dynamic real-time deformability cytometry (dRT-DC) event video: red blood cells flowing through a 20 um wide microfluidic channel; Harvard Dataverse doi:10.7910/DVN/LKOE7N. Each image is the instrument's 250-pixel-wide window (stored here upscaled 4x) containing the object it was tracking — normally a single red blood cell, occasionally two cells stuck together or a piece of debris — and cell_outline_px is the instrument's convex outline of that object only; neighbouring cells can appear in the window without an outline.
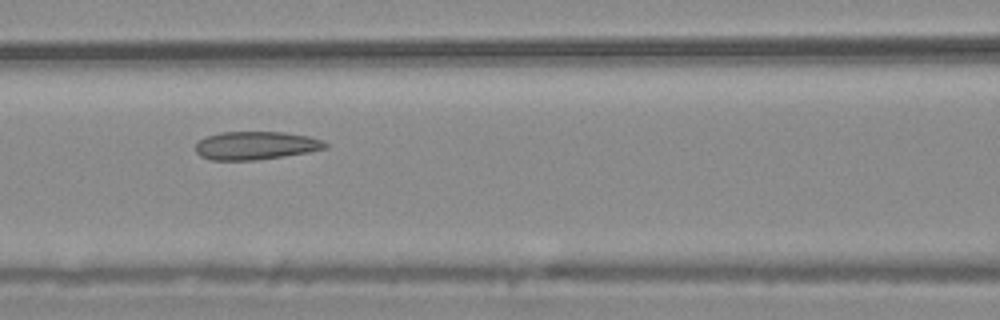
{"species": "common noctule bat (a hibernating species)", "species_latin": "Nyctalus noctula", "temperature_condition": "warm", "stored_images_in_passage": 13, "camera_frame_rate_fps": 3000, "um_per_image_px": 0.085, "animal": {"sex": "male", "body_mass_g": 20.4}, "frame": {"image": 1, "passage_image": 6, "time_ms": 1.667, "image_size_px": [1000, 320], "cell_outline_px": [[328, 148], [308, 152], [284, 156], [256, 160], [212, 160], [200, 156], [196, 152], [196, 144], [200, 140], [208, 136], [220, 132], [284, 132], [308, 136], [320, 140], [328, 144]], "centroid_in_image_um": [21.74, 12.37], "position_along_channel_um": 144.9, "area_um2": 21.21}}
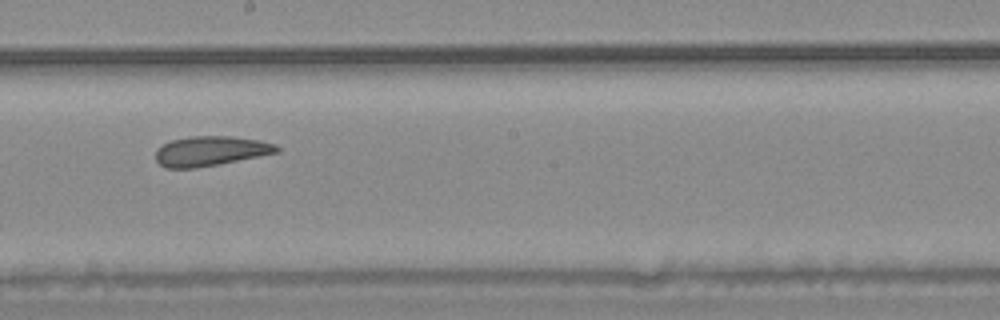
{"frame": {"image": 2, "passage_image": 8, "time_ms": 2.333, "image_size_px": [1000, 320], "cell_outline_px": [[280, 152], [196, 168], [164, 168], [156, 160], [156, 148], [172, 140], [192, 136], [232, 136], [260, 140], [276, 144], [280, 148]], "centroid_in_image_um": [17.9, 12.83], "position_along_channel_um": 230.3, "area_um2": 20.98}}